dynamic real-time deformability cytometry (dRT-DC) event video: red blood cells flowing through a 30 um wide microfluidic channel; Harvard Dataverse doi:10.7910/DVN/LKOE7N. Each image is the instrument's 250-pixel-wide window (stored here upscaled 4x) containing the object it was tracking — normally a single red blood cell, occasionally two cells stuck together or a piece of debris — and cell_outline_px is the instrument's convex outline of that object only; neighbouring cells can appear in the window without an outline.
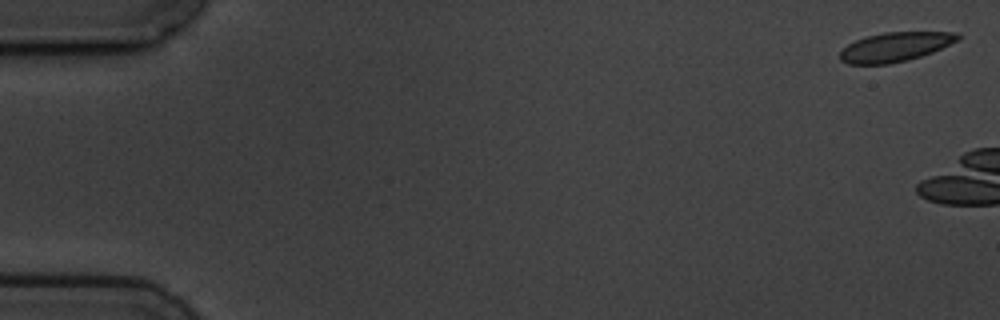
{"species": "common noctule bat (a hibernating species)", "species_latin": "Nyctalus noctula", "temperature_condition": "cold", "stored_images_in_passage": 3, "camera_frame_rate_fps": 3000, "um_per_image_px": 0.085, "animal": {"sex": "male", "body_mass_g": 19.5, "forearm_length_mm": 54.6}, "frame": {"image": 1, "passage_image": 1, "time_ms": 0.0, "image_size_px": [1000, 320], "cell_outline_px": [[960, 40], [932, 52], [908, 60], [888, 64], [848, 64], [840, 60], [840, 52], [848, 44], [856, 40], [868, 36], [884, 32], [960, 32]], "centroid_in_image_um": [76.11, 3.98], "position_along_channel_um": 8.9, "area_um2": 20.06}}